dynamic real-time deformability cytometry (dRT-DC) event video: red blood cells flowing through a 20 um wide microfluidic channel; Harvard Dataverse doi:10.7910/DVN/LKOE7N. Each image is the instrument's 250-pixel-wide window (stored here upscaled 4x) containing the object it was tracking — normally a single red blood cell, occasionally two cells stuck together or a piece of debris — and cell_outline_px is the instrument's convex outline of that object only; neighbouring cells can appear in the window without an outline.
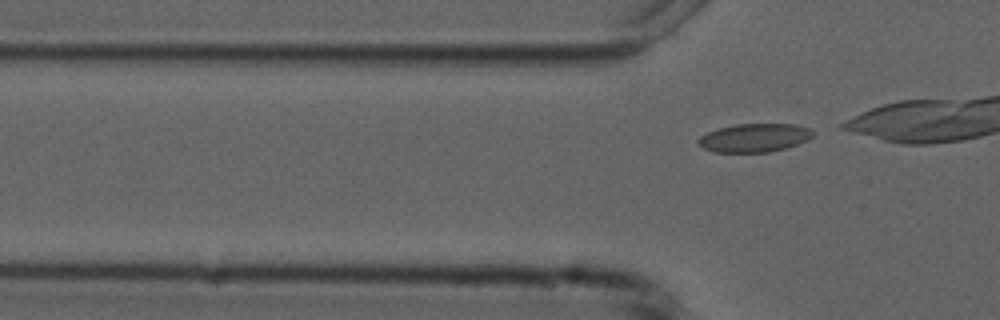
{"species": "common noctule bat (a hibernating species)", "species_latin": "Nyctalus noctula", "temperature_condition": "cold", "stored_images_in_passage": 6, "segment_of_instrument_passage": [2, 2], "camera_frame_rate_fps": 3000, "um_per_image_px": 0.085, "animal": {"sex": "male", "forearm_length_mm": 52.5}, "frame": {"image": 1, "passage_image": 6, "time_ms": 6.0, "image_size_px": [1000, 320], "cell_outline_px": [[812, 136], [796, 144], [784, 148], [768, 152], [716, 152], [704, 148], [696, 144], [696, 140], [700, 136], [708, 132], [720, 128], [736, 124], [792, 124], [808, 128], [812, 132]], "centroid_in_image_um": [64.04, 11.71], "position_along_channel_um": 61.8, "area_um2": 18.67}}